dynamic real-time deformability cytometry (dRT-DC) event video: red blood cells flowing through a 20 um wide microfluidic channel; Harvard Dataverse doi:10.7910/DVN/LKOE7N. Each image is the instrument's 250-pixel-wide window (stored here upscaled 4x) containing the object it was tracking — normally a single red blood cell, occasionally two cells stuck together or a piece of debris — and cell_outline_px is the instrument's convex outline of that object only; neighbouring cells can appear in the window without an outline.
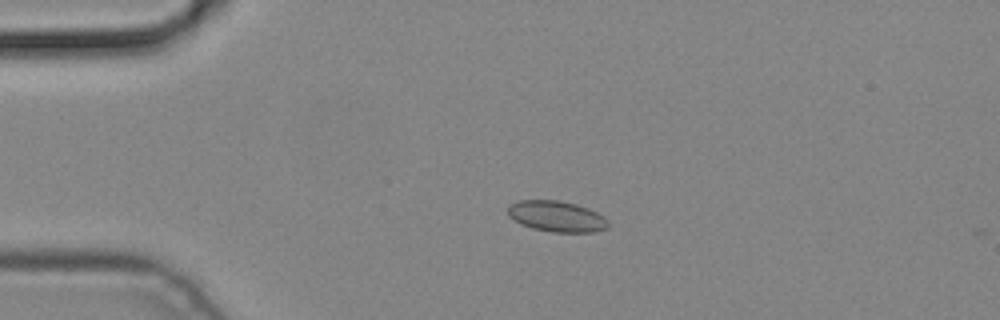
{"species": "common noctule bat (a hibernating species)", "species_latin": "Nyctalus noctula", "temperature_condition": "cold", "stored_images_in_passage": 6, "camera_frame_rate_fps": 3000, "um_per_image_px": 0.085, "animal": {"sex": "male", "body_mass_g": 19.2, "forearm_length_mm": 51.8}, "frame": {"image": 1, "passage_image": 3, "time_ms": 0.667, "image_size_px": [1000, 320], "cell_outline_px": [[608, 228], [596, 232], [552, 232], [532, 228], [520, 224], [508, 216], [508, 204], [520, 200], [560, 200], [576, 204], [588, 208], [604, 216], [608, 220]], "centroid_in_image_um": [47.31, 18.39], "position_along_channel_um": 37.7, "area_um2": 18.26}}
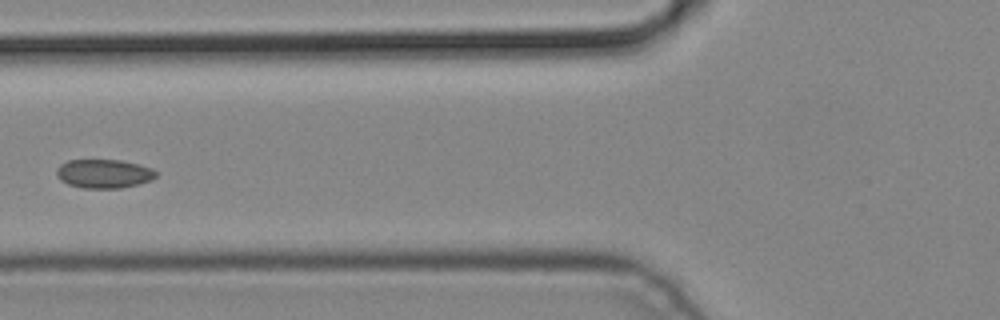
{"frame": {"image": 2, "passage_image": 5, "time_ms": 1.333, "image_size_px": [1000, 320], "cell_outline_px": [[156, 176], [152, 180], [120, 188], [84, 188], [68, 184], [60, 180], [56, 176], [56, 168], [60, 164], [68, 160], [120, 160], [152, 168], [156, 172]], "centroid_in_image_um": [8.79, 14.76], "position_along_channel_um": 117.0, "area_um2": 16.65}}
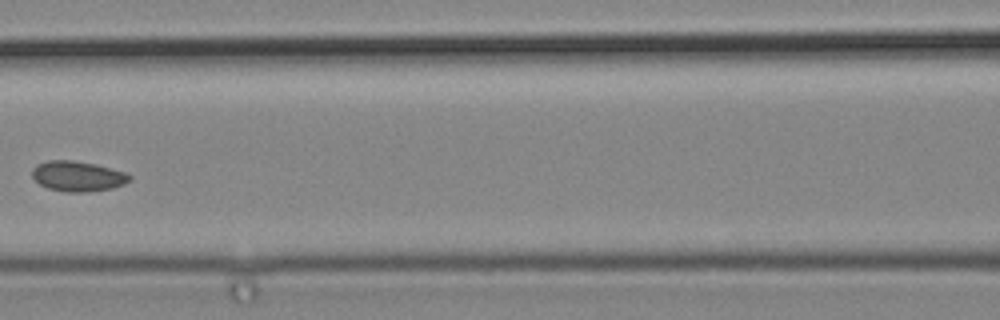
{"frame": {"image": 3, "passage_image": 6, "time_ms": 1.667, "image_size_px": [1000, 320], "cell_outline_px": [[132, 176], [124, 184], [112, 188], [84, 192], [64, 192], [48, 188], [40, 184], [32, 176], [32, 168], [36, 164], [48, 160], [72, 160], [96, 164], [124, 172]], "centroid_in_image_um": [6.57, 14.97], "position_along_channel_um": 160.0, "area_um2": 17.11}}